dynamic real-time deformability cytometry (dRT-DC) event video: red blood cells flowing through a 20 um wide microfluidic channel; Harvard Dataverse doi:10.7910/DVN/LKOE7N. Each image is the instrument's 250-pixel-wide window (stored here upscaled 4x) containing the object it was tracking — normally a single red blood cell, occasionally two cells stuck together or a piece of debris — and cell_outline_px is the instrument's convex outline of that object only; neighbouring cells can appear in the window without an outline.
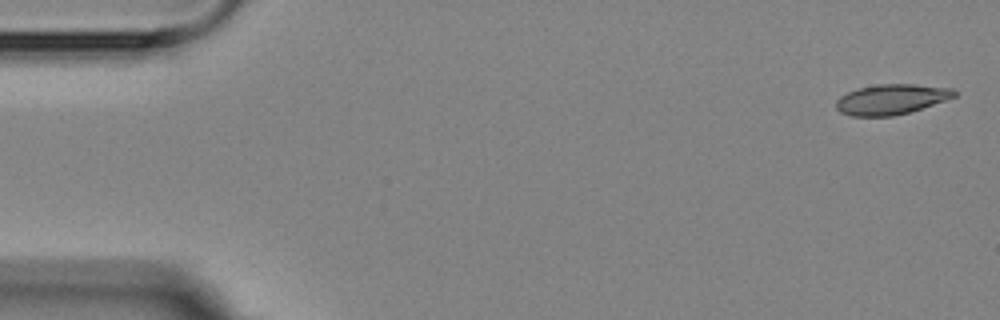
{"species": "Egyptian fruit bat (a non-hibernating species)", "species_latin": "Rousettus aegyptiacus", "temperature_condition": "room temperature", "stored_images_in_passage": 5, "camera_frame_rate_fps": 3000, "um_per_image_px": 0.085, "animal": {"sex": "female"}, "frame": {"image": 1, "passage_image": 1, "time_ms": 0.0, "image_size_px": [1000, 320], "cell_outline_px": [[956, 96], [908, 112], [892, 116], [852, 116], [840, 112], [836, 108], [836, 100], [840, 96], [848, 92], [860, 88], [880, 84], [912, 84], [952, 88], [956, 92]], "centroid_in_image_um": [75.72, 8.44], "position_along_channel_um": 9.3, "area_um2": 20.46}}
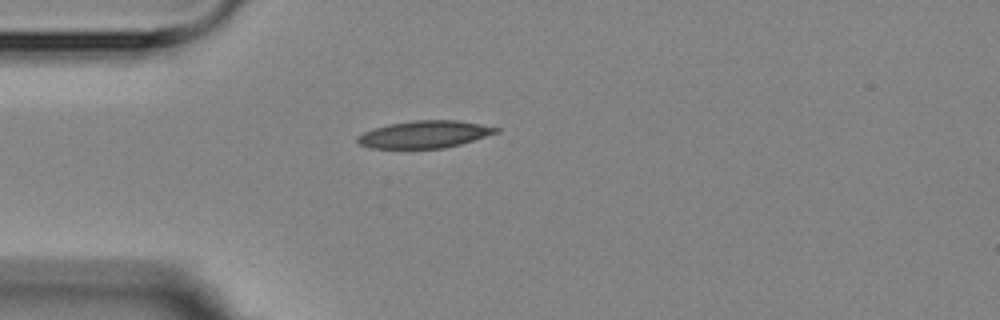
{"frame": {"image": 2, "passage_image": 5, "time_ms": 4.333, "image_size_px": [1000, 320], "cell_outline_px": [[500, 132], [460, 144], [444, 148], [372, 148], [360, 144], [356, 140], [356, 136], [364, 132], [388, 124], [412, 120], [460, 120], [500, 128]], "centroid_in_image_um": [36.1, 11.41], "position_along_channel_um": 48.9, "area_um2": 21.96}}